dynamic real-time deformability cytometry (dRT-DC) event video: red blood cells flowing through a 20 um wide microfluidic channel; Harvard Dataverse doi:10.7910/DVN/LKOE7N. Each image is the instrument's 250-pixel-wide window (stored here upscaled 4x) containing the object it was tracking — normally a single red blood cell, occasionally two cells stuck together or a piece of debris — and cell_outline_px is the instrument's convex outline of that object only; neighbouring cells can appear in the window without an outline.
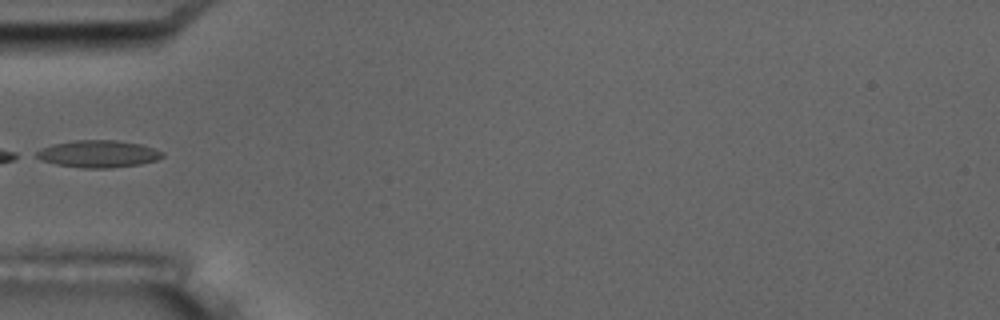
{"species": "common noctule bat (a hibernating species)", "species_latin": "Nyctalus noctula", "temperature_condition": "room temperature", "stored_images_in_passage": 5, "camera_frame_rate_fps": 3000, "um_per_image_px": 0.085, "animal": {"sex": "male", "body_mass_g": 17.5, "forearm_length_mm": 52.3}, "frame": {"image": 1, "passage_image": 5, "time_ms": 4.333, "image_size_px": [1000, 320], "cell_outline_px": [[164, 156], [156, 160], [140, 164], [112, 168], [80, 168], [56, 164], [40, 160], [32, 156], [32, 152], [40, 148], [52, 144], [76, 140], [116, 140], [140, 144], [164, 152]], "centroid_in_image_um": [8.27, 13.08], "position_along_channel_um": 76.7, "area_um2": 20.23}}